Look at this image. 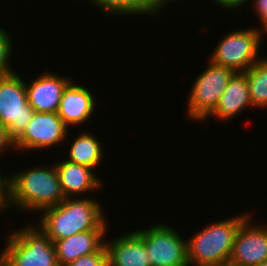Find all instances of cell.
Listing matches in <instances>:
<instances>
[{
  "label": "cell",
  "instance_id": "cell-1",
  "mask_svg": "<svg viewBox=\"0 0 267 266\" xmlns=\"http://www.w3.org/2000/svg\"><path fill=\"white\" fill-rule=\"evenodd\" d=\"M103 208L96 198H65L39 213L37 226L52 242L88 230H108Z\"/></svg>",
  "mask_w": 267,
  "mask_h": 266
},
{
  "label": "cell",
  "instance_id": "cell-2",
  "mask_svg": "<svg viewBox=\"0 0 267 266\" xmlns=\"http://www.w3.org/2000/svg\"><path fill=\"white\" fill-rule=\"evenodd\" d=\"M44 167L36 165V167L25 169V171L9 174L11 208H17L23 212L25 210V212L41 213L65 199L55 164Z\"/></svg>",
  "mask_w": 267,
  "mask_h": 266
},
{
  "label": "cell",
  "instance_id": "cell-3",
  "mask_svg": "<svg viewBox=\"0 0 267 266\" xmlns=\"http://www.w3.org/2000/svg\"><path fill=\"white\" fill-rule=\"evenodd\" d=\"M245 213L212 222L187 239L189 266H220L229 263L237 230L249 215Z\"/></svg>",
  "mask_w": 267,
  "mask_h": 266
},
{
  "label": "cell",
  "instance_id": "cell-4",
  "mask_svg": "<svg viewBox=\"0 0 267 266\" xmlns=\"http://www.w3.org/2000/svg\"><path fill=\"white\" fill-rule=\"evenodd\" d=\"M2 266H59L53 242L36 225L9 232Z\"/></svg>",
  "mask_w": 267,
  "mask_h": 266
},
{
  "label": "cell",
  "instance_id": "cell-5",
  "mask_svg": "<svg viewBox=\"0 0 267 266\" xmlns=\"http://www.w3.org/2000/svg\"><path fill=\"white\" fill-rule=\"evenodd\" d=\"M195 79L188 97L187 115L193 121L202 122L216 109L230 79L233 69L212 63Z\"/></svg>",
  "mask_w": 267,
  "mask_h": 266
},
{
  "label": "cell",
  "instance_id": "cell-6",
  "mask_svg": "<svg viewBox=\"0 0 267 266\" xmlns=\"http://www.w3.org/2000/svg\"><path fill=\"white\" fill-rule=\"evenodd\" d=\"M262 37L261 31L254 26L230 32L217 43L208 60L235 72H245L261 58L258 53Z\"/></svg>",
  "mask_w": 267,
  "mask_h": 266
},
{
  "label": "cell",
  "instance_id": "cell-7",
  "mask_svg": "<svg viewBox=\"0 0 267 266\" xmlns=\"http://www.w3.org/2000/svg\"><path fill=\"white\" fill-rule=\"evenodd\" d=\"M34 109L27 101L25 81L14 73L0 76V125L15 142L32 119Z\"/></svg>",
  "mask_w": 267,
  "mask_h": 266
},
{
  "label": "cell",
  "instance_id": "cell-8",
  "mask_svg": "<svg viewBox=\"0 0 267 266\" xmlns=\"http://www.w3.org/2000/svg\"><path fill=\"white\" fill-rule=\"evenodd\" d=\"M135 232L143 239L151 266H189L187 240L173 227L157 223Z\"/></svg>",
  "mask_w": 267,
  "mask_h": 266
},
{
  "label": "cell",
  "instance_id": "cell-9",
  "mask_svg": "<svg viewBox=\"0 0 267 266\" xmlns=\"http://www.w3.org/2000/svg\"><path fill=\"white\" fill-rule=\"evenodd\" d=\"M68 130L57 112H34L27 128L14 142V148L20 152L48 149L63 144L69 136Z\"/></svg>",
  "mask_w": 267,
  "mask_h": 266
},
{
  "label": "cell",
  "instance_id": "cell-10",
  "mask_svg": "<svg viewBox=\"0 0 267 266\" xmlns=\"http://www.w3.org/2000/svg\"><path fill=\"white\" fill-rule=\"evenodd\" d=\"M250 215L241 222L234 239L229 263L235 266H255L267 260V226L252 223Z\"/></svg>",
  "mask_w": 267,
  "mask_h": 266
},
{
  "label": "cell",
  "instance_id": "cell-11",
  "mask_svg": "<svg viewBox=\"0 0 267 266\" xmlns=\"http://www.w3.org/2000/svg\"><path fill=\"white\" fill-rule=\"evenodd\" d=\"M46 71L29 84L25 81L27 101L35 112H58L63 92L72 81Z\"/></svg>",
  "mask_w": 267,
  "mask_h": 266
},
{
  "label": "cell",
  "instance_id": "cell-12",
  "mask_svg": "<svg viewBox=\"0 0 267 266\" xmlns=\"http://www.w3.org/2000/svg\"><path fill=\"white\" fill-rule=\"evenodd\" d=\"M96 99L89 88L70 83L60 101L58 116L70 128L86 123L95 112Z\"/></svg>",
  "mask_w": 267,
  "mask_h": 266
},
{
  "label": "cell",
  "instance_id": "cell-13",
  "mask_svg": "<svg viewBox=\"0 0 267 266\" xmlns=\"http://www.w3.org/2000/svg\"><path fill=\"white\" fill-rule=\"evenodd\" d=\"M108 266H151L143 239L135 232L105 240Z\"/></svg>",
  "mask_w": 267,
  "mask_h": 266
},
{
  "label": "cell",
  "instance_id": "cell-14",
  "mask_svg": "<svg viewBox=\"0 0 267 266\" xmlns=\"http://www.w3.org/2000/svg\"><path fill=\"white\" fill-rule=\"evenodd\" d=\"M54 164L64 198H75L74 196L78 197L81 193L83 195L85 192L96 191L103 184L94 170L87 166L65 159Z\"/></svg>",
  "mask_w": 267,
  "mask_h": 266
},
{
  "label": "cell",
  "instance_id": "cell-15",
  "mask_svg": "<svg viewBox=\"0 0 267 266\" xmlns=\"http://www.w3.org/2000/svg\"><path fill=\"white\" fill-rule=\"evenodd\" d=\"M107 232L108 230H88L54 241L58 265L66 266L81 256L97 252L104 245Z\"/></svg>",
  "mask_w": 267,
  "mask_h": 266
},
{
  "label": "cell",
  "instance_id": "cell-16",
  "mask_svg": "<svg viewBox=\"0 0 267 266\" xmlns=\"http://www.w3.org/2000/svg\"><path fill=\"white\" fill-rule=\"evenodd\" d=\"M246 107L253 108L249 96L248 79L243 72H236L221 95L216 109L206 119L212 116L225 122L235 118Z\"/></svg>",
  "mask_w": 267,
  "mask_h": 266
},
{
  "label": "cell",
  "instance_id": "cell-17",
  "mask_svg": "<svg viewBox=\"0 0 267 266\" xmlns=\"http://www.w3.org/2000/svg\"><path fill=\"white\" fill-rule=\"evenodd\" d=\"M78 137L70 144L68 150V161L79 165L96 169L104 157V150L100 140L96 138L90 131H86L77 135ZM100 163V164H99Z\"/></svg>",
  "mask_w": 267,
  "mask_h": 266
},
{
  "label": "cell",
  "instance_id": "cell-18",
  "mask_svg": "<svg viewBox=\"0 0 267 266\" xmlns=\"http://www.w3.org/2000/svg\"><path fill=\"white\" fill-rule=\"evenodd\" d=\"M85 1V0H84ZM98 7L106 15L116 14L125 17L129 15H151L158 17L160 11L150 2V0H88Z\"/></svg>",
  "mask_w": 267,
  "mask_h": 266
},
{
  "label": "cell",
  "instance_id": "cell-19",
  "mask_svg": "<svg viewBox=\"0 0 267 266\" xmlns=\"http://www.w3.org/2000/svg\"><path fill=\"white\" fill-rule=\"evenodd\" d=\"M248 79L249 96L253 108H267V57H262L243 72Z\"/></svg>",
  "mask_w": 267,
  "mask_h": 266
},
{
  "label": "cell",
  "instance_id": "cell-20",
  "mask_svg": "<svg viewBox=\"0 0 267 266\" xmlns=\"http://www.w3.org/2000/svg\"><path fill=\"white\" fill-rule=\"evenodd\" d=\"M6 29L1 28L0 26V76L8 75L14 73V69H12L11 64V55L13 53L12 37L9 31H5ZM10 60V61H9Z\"/></svg>",
  "mask_w": 267,
  "mask_h": 266
},
{
  "label": "cell",
  "instance_id": "cell-21",
  "mask_svg": "<svg viewBox=\"0 0 267 266\" xmlns=\"http://www.w3.org/2000/svg\"><path fill=\"white\" fill-rule=\"evenodd\" d=\"M66 266H108L106 248L103 245L97 252L81 256Z\"/></svg>",
  "mask_w": 267,
  "mask_h": 266
},
{
  "label": "cell",
  "instance_id": "cell-22",
  "mask_svg": "<svg viewBox=\"0 0 267 266\" xmlns=\"http://www.w3.org/2000/svg\"><path fill=\"white\" fill-rule=\"evenodd\" d=\"M1 172L2 170L0 171V213L4 212L5 209L10 208L9 175H1Z\"/></svg>",
  "mask_w": 267,
  "mask_h": 266
},
{
  "label": "cell",
  "instance_id": "cell-23",
  "mask_svg": "<svg viewBox=\"0 0 267 266\" xmlns=\"http://www.w3.org/2000/svg\"><path fill=\"white\" fill-rule=\"evenodd\" d=\"M12 148V149H11ZM8 149L15 150L14 141L9 137L7 129L0 125V153Z\"/></svg>",
  "mask_w": 267,
  "mask_h": 266
},
{
  "label": "cell",
  "instance_id": "cell-24",
  "mask_svg": "<svg viewBox=\"0 0 267 266\" xmlns=\"http://www.w3.org/2000/svg\"><path fill=\"white\" fill-rule=\"evenodd\" d=\"M213 1L216 2V4H218L222 8L228 10L232 9L233 11H235L237 8L239 9V7L240 8L243 7L248 0H213Z\"/></svg>",
  "mask_w": 267,
  "mask_h": 266
},
{
  "label": "cell",
  "instance_id": "cell-25",
  "mask_svg": "<svg viewBox=\"0 0 267 266\" xmlns=\"http://www.w3.org/2000/svg\"><path fill=\"white\" fill-rule=\"evenodd\" d=\"M253 10L256 12L258 20L261 21L267 15V0H252Z\"/></svg>",
  "mask_w": 267,
  "mask_h": 266
},
{
  "label": "cell",
  "instance_id": "cell-26",
  "mask_svg": "<svg viewBox=\"0 0 267 266\" xmlns=\"http://www.w3.org/2000/svg\"><path fill=\"white\" fill-rule=\"evenodd\" d=\"M173 1V0H150V2L160 11L163 8H165V6L167 7L169 2Z\"/></svg>",
  "mask_w": 267,
  "mask_h": 266
},
{
  "label": "cell",
  "instance_id": "cell-27",
  "mask_svg": "<svg viewBox=\"0 0 267 266\" xmlns=\"http://www.w3.org/2000/svg\"><path fill=\"white\" fill-rule=\"evenodd\" d=\"M260 22L262 27H258V29L261 31V34L263 36L267 33V15Z\"/></svg>",
  "mask_w": 267,
  "mask_h": 266
},
{
  "label": "cell",
  "instance_id": "cell-28",
  "mask_svg": "<svg viewBox=\"0 0 267 266\" xmlns=\"http://www.w3.org/2000/svg\"><path fill=\"white\" fill-rule=\"evenodd\" d=\"M255 266H267V260Z\"/></svg>",
  "mask_w": 267,
  "mask_h": 266
},
{
  "label": "cell",
  "instance_id": "cell-29",
  "mask_svg": "<svg viewBox=\"0 0 267 266\" xmlns=\"http://www.w3.org/2000/svg\"><path fill=\"white\" fill-rule=\"evenodd\" d=\"M220 266H235V265H232V264H230V263H226V264H222V265H220Z\"/></svg>",
  "mask_w": 267,
  "mask_h": 266
},
{
  "label": "cell",
  "instance_id": "cell-30",
  "mask_svg": "<svg viewBox=\"0 0 267 266\" xmlns=\"http://www.w3.org/2000/svg\"><path fill=\"white\" fill-rule=\"evenodd\" d=\"M0 266H2V254L0 255Z\"/></svg>",
  "mask_w": 267,
  "mask_h": 266
}]
</instances>
